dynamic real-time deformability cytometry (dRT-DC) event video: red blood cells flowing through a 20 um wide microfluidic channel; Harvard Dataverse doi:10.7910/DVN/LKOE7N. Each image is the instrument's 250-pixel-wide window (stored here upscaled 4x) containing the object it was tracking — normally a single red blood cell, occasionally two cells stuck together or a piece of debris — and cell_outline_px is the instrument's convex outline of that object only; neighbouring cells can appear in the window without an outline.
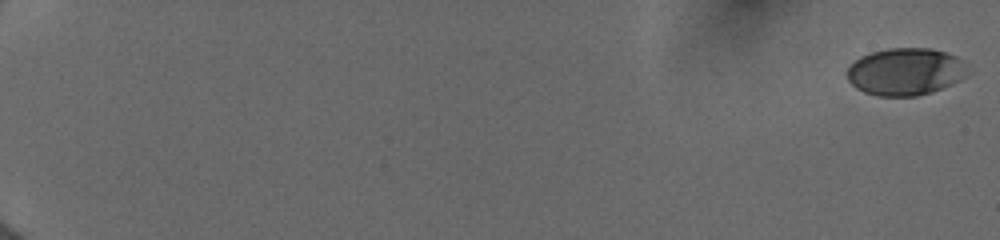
{"species": "human", "species_latin": "Homo sapiens", "temperature_condition": "cold", "stored_images_in_passage": 42, "camera_frame_rate_fps": 3000, "um_per_image_px": 0.085, "donor": {"sex": "female"}, "frame": {"image": 1, "passage_image": 1, "time_ms": 0.0, "image_size_px": [1000, 240], "cell_outline_px": [[972, 72], [960, 80], [952, 84], [932, 92], [916, 96], [876, 96], [864, 92], [856, 88], [848, 80], [848, 68], [860, 56], [872, 52], [888, 48], [932, 48], [956, 56]], "centroid_in_image_um": [76.99, 6.09], "position_along_channel_um": 8.0, "area_um2": 33.35}}
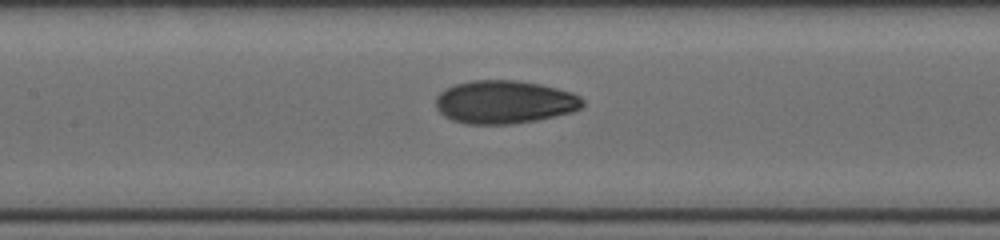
{"frame": {"image": 2, "passage_image": 23, "time_ms": 9.667, "image_size_px": [1000, 240], "cell_outline_px": [[584, 108], [572, 112], [536, 120], [512, 124], [464, 124], [452, 120], [444, 116], [436, 108], [436, 96], [444, 88], [456, 84], [472, 80], [516, 80], [540, 84], [572, 92], [580, 96], [584, 100]], "centroid_in_image_um": [42.88, 8.67], "position_along_channel_um": 164.5, "area_um2": 37.22}}
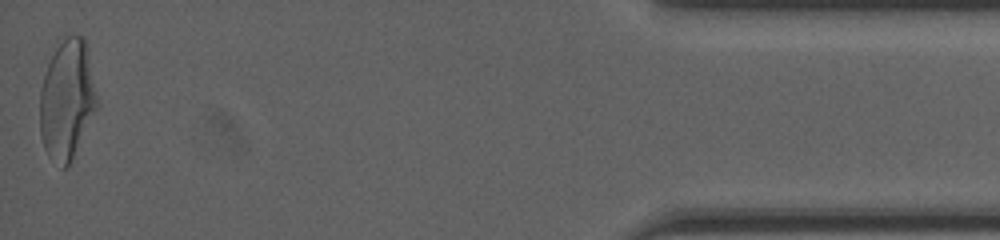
{"frame": {"image": 3, "passage_image": 42, "time_ms": 18.0, "image_size_px": [1000, 240], "cell_outline_px": [[96, 108], [68, 168], [64, 168], [48, 156], [44, 148], [40, 132], [40, 88], [56, 40], [64, 32], [84, 36], [88, 48], [96, 96]], "centroid_in_image_um": [5.67, 8.36], "position_along_channel_um": 429.5, "area_um2": 40.17}, "authors_computed_cell_mechanics": {"area_um2": 36.1828, "velocity_mm_per_s": 3.9988, "shape_relaxation_time_tau1_ms": 5.8934, "shape_relaxation_time_tau2_ms": 0.9592, "deformation_change_tau1": 0.1869, "deformation_change_tau2": 0.0493}}